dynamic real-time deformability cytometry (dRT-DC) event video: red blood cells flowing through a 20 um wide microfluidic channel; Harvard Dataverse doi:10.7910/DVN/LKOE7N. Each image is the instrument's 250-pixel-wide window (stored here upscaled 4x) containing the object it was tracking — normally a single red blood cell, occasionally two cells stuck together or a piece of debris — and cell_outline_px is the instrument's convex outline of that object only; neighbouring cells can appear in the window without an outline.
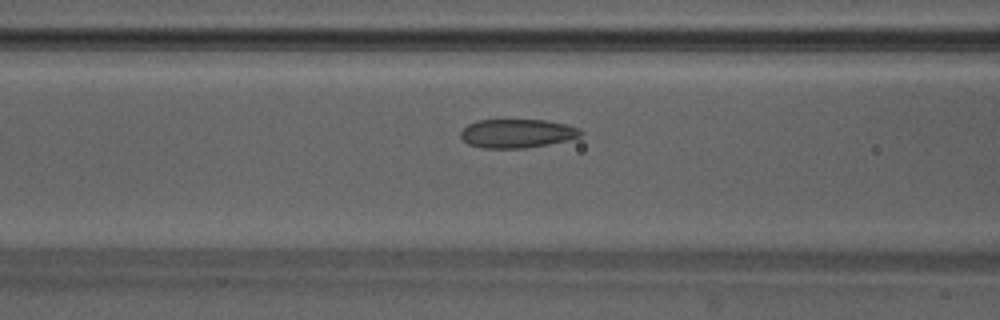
{"species": "Egyptian fruit bat (a non-hibernating species)", "species_latin": "Rousettus aegyptiacus", "temperature_condition": "warm", "stored_images_in_passage": 9, "camera_frame_rate_fps": 3000, "um_per_image_px": 0.085, "animal": {"sex": "male"}, "frame": {"image": 1, "passage_image": 7, "time_ms": 2.0, "image_size_px": [1000, 320], "cell_outline_px": [[584, 132], [580, 136], [548, 144], [524, 148], [484, 148], [468, 144], [460, 136], [460, 132], [468, 124], [476, 120], [544, 120], [564, 124], [580, 128]], "centroid_in_image_um": [43.92, 11.34], "position_along_channel_um": 122.7, "area_um2": 19.94}}